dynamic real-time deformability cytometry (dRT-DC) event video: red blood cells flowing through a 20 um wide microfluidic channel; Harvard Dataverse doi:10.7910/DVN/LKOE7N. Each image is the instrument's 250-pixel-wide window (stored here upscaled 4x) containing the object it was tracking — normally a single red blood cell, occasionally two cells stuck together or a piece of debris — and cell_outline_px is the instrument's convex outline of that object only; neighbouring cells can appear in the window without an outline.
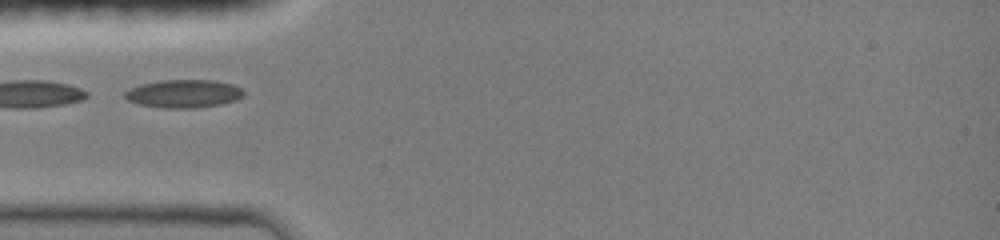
{"species": "common noctule bat (a hibernating species)", "species_latin": "Nyctalus noctula", "temperature_condition": "room temperature", "stored_images_in_passage": 29, "camera_frame_rate_fps": 3000, "um_per_image_px": 0.085, "animal": {"sex": "female", "body_mass_g": 19.0, "forearm_length_mm": 51.5}, "frame": {"image": 1, "passage_image": 1, "time_ms": 0.0, "image_size_px": [1000, 240], "cell_outline_px": [[244, 96], [236, 100], [220, 104], [196, 108], [164, 108], [140, 104], [128, 100], [124, 96], [124, 92], [140, 84], [160, 80], [216, 80], [232, 84], [240, 88], [244, 92]], "centroid_in_image_um": [15.63, 7.96], "position_along_channel_um": 69.4, "area_um2": 19.42}}